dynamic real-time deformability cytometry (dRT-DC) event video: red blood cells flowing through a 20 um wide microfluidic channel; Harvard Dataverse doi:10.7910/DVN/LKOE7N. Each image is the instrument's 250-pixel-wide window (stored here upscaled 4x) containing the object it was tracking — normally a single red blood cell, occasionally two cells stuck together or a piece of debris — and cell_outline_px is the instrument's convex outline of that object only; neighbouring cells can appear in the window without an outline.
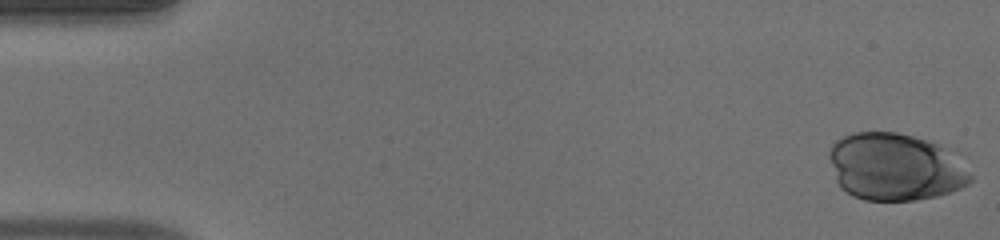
{"species": "human", "species_latin": "Homo sapiens", "temperature_condition": "warm", "stored_images_in_passage": 52, "camera_frame_rate_fps": 3000, "um_per_image_px": 0.085, "donor": {"sex": "male"}, "frame": {"image": 1, "passage_image": 1, "time_ms": 0.0, "image_size_px": [1000, 240], "cell_outline_px": [[972, 180], [968, 184], [960, 188], [936, 196], [916, 200], [864, 200], [852, 196], [840, 188], [836, 180], [828, 156], [828, 152], [832, 144], [836, 140], [852, 132], [896, 132], [912, 136], [936, 144], [968, 172], [972, 176]], "centroid_in_image_um": [75.97, 14.21], "position_along_channel_um": 9.0, "area_um2": 54.51}}
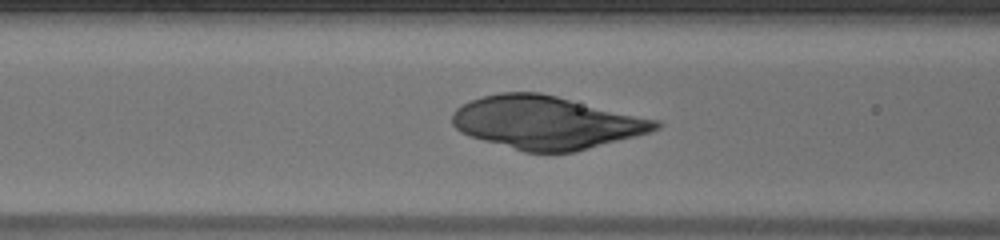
{"frame": {"image": 2, "passage_image": 21, "time_ms": 6.667, "image_size_px": [1000, 240], "cell_outline_px": [[664, 124], [660, 128], [648, 132], [588, 148], [572, 152], [524, 152], [468, 136], [460, 132], [452, 124], [452, 112], [456, 108], [472, 100], [484, 96], [500, 92], [540, 92], [660, 120]], "centroid_in_image_um": [46.42, 10.41], "position_along_channel_um": 120.2, "area_um2": 62.48}}
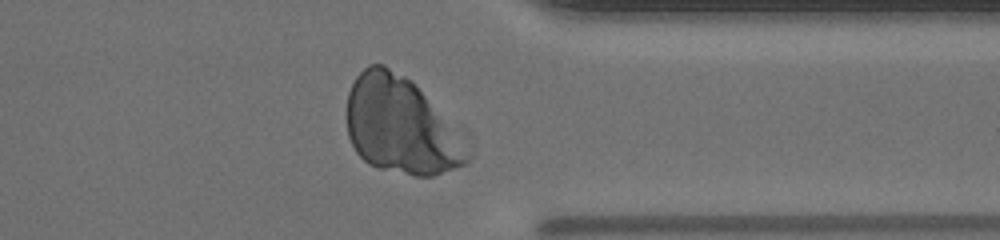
{"frame": {"image": 3, "passage_image": 41, "time_ms": 13.333, "image_size_px": [1000, 240], "cell_outline_px": [[472, 156], [468, 164], [432, 176], [416, 176], [380, 168], [368, 164], [356, 152], [348, 136], [348, 92], [356, 76], [368, 64], [384, 64], [412, 80]], "centroid_in_image_um": [33.99, 10.7], "position_along_channel_um": 377.4, "area_um2": 66.3}}